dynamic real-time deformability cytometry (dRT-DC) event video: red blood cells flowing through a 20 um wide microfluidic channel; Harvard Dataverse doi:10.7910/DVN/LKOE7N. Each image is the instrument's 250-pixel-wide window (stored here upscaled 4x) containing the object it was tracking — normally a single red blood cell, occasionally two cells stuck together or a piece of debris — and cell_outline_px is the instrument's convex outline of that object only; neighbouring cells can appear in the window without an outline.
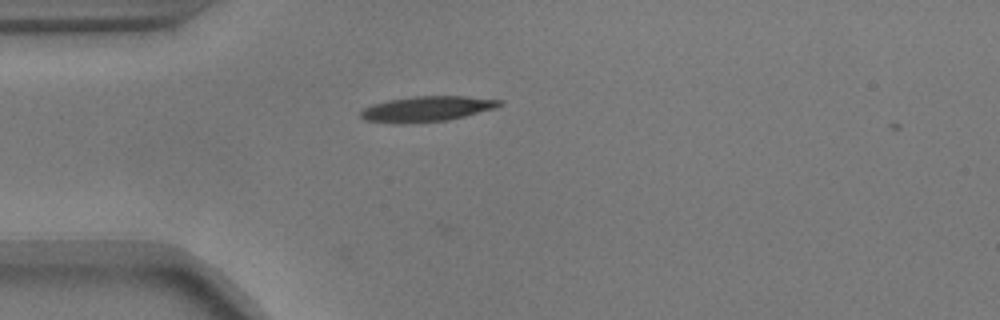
{"species": "common noctule bat (a hibernating species)", "species_latin": "Nyctalus noctula", "temperature_condition": "warm", "stored_images_in_passage": 33, "camera_frame_rate_fps": 3000, "um_per_image_px": 0.085, "animal": {"sex": "male", "body_mass_g": 17.9}, "frame": {"image": 1, "passage_image": 2, "time_ms": 0.333, "image_size_px": [1000, 320], "cell_outline_px": [[504, 104], [496, 108], [448, 120], [404, 124], [388, 124], [364, 120], [360, 116], [360, 112], [364, 108], [372, 104], [388, 100], [412, 96], [464, 96], [504, 100]], "centroid_in_image_um": [36.26, 9.26], "position_along_channel_um": 48.7, "area_um2": 20.87}}
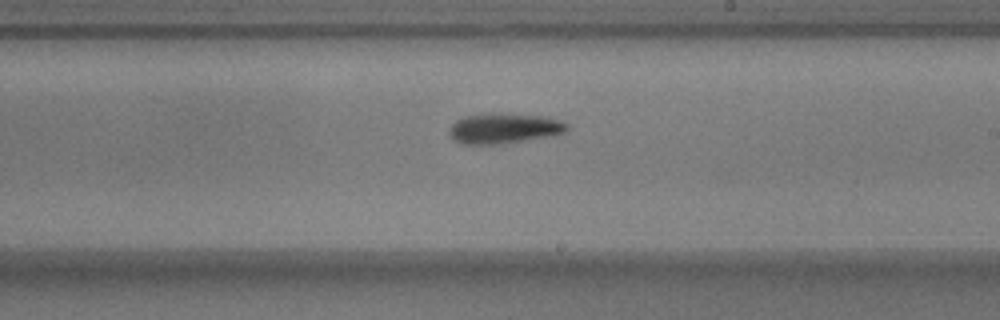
{"frame": {"image": 2, "passage_image": 19, "time_ms": 6.0, "image_size_px": [1000, 320], "cell_outline_px": [[572, 128], [568, 132], [552, 136], [500, 144], [464, 144], [452, 140], [448, 136], [448, 128], [456, 120], [464, 116], [544, 116], [560, 120], [568, 124]], "centroid_in_image_um": [42.87, 10.97], "position_along_channel_um": 246.1, "area_um2": 20.23}}
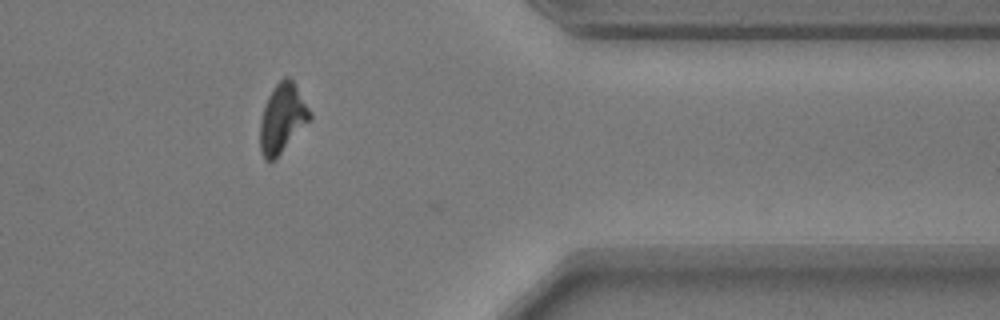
{"frame": {"image": 3, "passage_image": 32, "time_ms": 10.333, "image_size_px": [1000, 320], "cell_outline_px": [[312, 120], [272, 160], [264, 160], [260, 152], [260, 120], [268, 96], [272, 88], [284, 76], [288, 76], [292, 80], [312, 112]], "centroid_in_image_um": [24.01, 10.03], "position_along_channel_um": 387.4, "area_um2": 19.88}, "authors_computed_cell_mechanics": {"area_um2": 20.2878, "velocity_mm_per_s": 3.6822, "shape_relaxation_time_tau1_ms": 2.619, "shape_relaxation_time_tau2_ms": null, "deformation_change_tau1": 0.1708, "deformation_change_tau2": null}}